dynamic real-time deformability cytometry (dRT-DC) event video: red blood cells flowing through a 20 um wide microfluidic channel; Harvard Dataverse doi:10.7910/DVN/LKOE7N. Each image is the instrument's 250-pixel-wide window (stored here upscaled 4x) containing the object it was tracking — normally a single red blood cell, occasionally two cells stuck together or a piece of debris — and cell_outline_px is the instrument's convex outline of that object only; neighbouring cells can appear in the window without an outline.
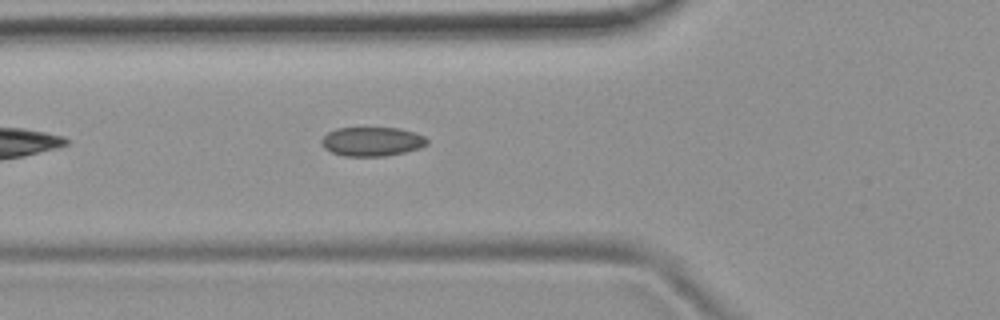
{"species": "common noctule bat (a hibernating species)", "species_latin": "Nyctalus noctula", "temperature_condition": "room temperature", "stored_images_in_passage": 14, "camera_frame_rate_fps": 3000, "um_per_image_px": 0.085, "animal": {"sex": "female", "body_mass_g": 19.9}, "frame": {"image": 1, "passage_image": 7, "time_ms": 2.0, "image_size_px": [1000, 320], "cell_outline_px": [[428, 144], [420, 148], [404, 152], [384, 156], [344, 156], [332, 152], [324, 148], [320, 144], [320, 140], [328, 132], [336, 128], [400, 128], [416, 132], [424, 136], [428, 140]], "centroid_in_image_um": [31.62, 12.02], "position_along_channel_um": 94.2, "area_um2": 18.03}}
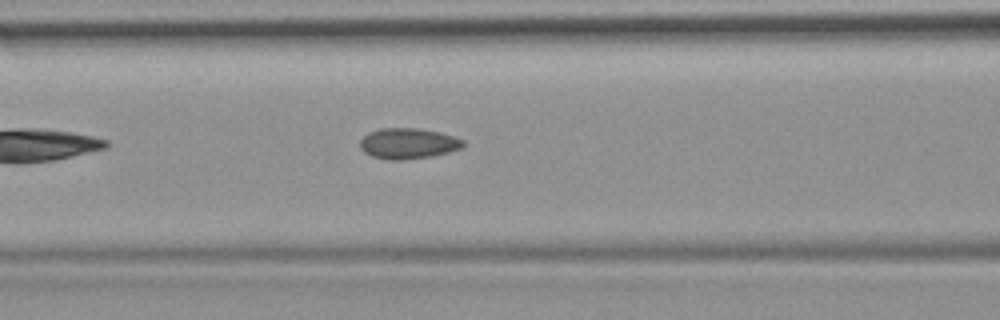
{"frame": {"image": 2, "passage_image": 10, "time_ms": 3.0, "image_size_px": [1000, 320], "cell_outline_px": [[464, 148], [432, 156], [400, 160], [388, 160], [372, 156], [364, 152], [360, 148], [360, 140], [368, 132], [380, 128], [420, 128], [440, 132], [464, 140]], "centroid_in_image_um": [34.69, 12.19], "position_along_channel_um": 131.9, "area_um2": 18.55}}